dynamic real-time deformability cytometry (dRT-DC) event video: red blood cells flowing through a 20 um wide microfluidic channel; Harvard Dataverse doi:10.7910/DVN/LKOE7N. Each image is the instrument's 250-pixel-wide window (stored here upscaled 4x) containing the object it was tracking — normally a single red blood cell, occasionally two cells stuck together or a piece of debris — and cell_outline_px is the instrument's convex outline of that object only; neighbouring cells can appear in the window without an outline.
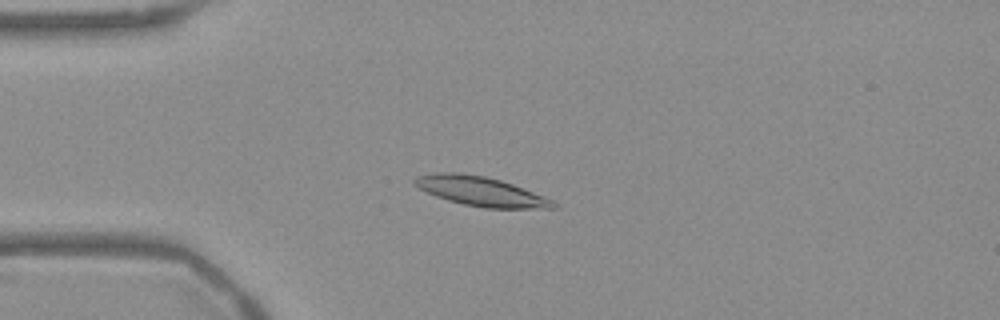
{"species": "Egyptian fruit bat (a non-hibernating species)", "species_latin": "Rousettus aegyptiacus", "temperature_condition": "warm", "stored_images_in_passage": 54, "camera_frame_rate_fps": 3000, "um_per_image_px": 0.085, "frame": {"image": 1, "passage_image": 13, "time_ms": 4.0, "image_size_px": [1000, 320], "cell_outline_px": [[560, 208], [484, 208], [464, 204], [448, 200], [436, 196], [412, 184], [412, 180], [416, 176], [432, 172], [460, 172], [484, 176], [500, 180], [512, 184], [544, 196], [560, 204]], "centroid_in_image_um": [40.86, 16.25], "position_along_channel_um": 44.1, "area_um2": 23.81}}
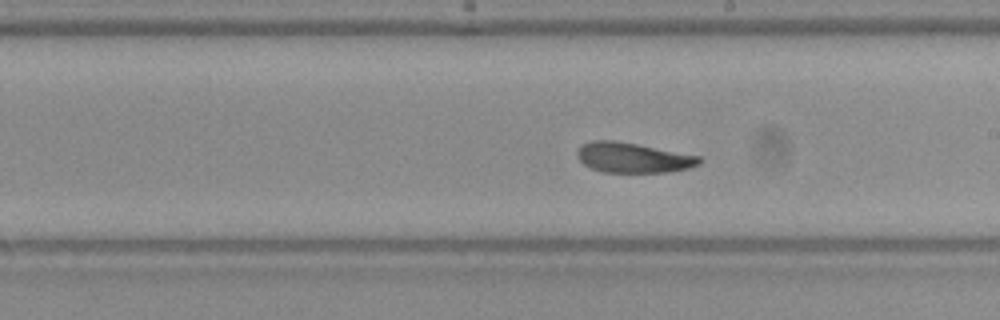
{"frame": {"image": 2, "passage_image": 30, "time_ms": 9.667, "image_size_px": [1000, 320], "cell_outline_px": [[700, 164], [688, 168], [668, 172], [604, 172], [592, 168], [584, 164], [576, 156], [576, 152], [584, 144], [592, 140], [612, 140], [636, 144], [700, 156]], "centroid_in_image_um": [53.79, 13.4], "position_along_channel_um": 235.2, "area_um2": 21.1}}
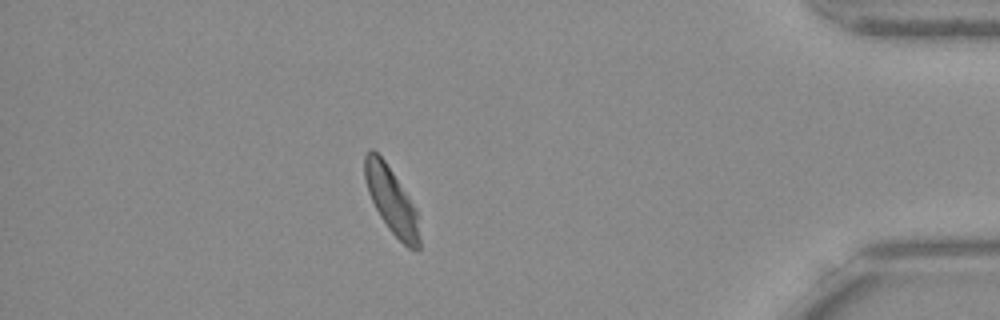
{"frame": {"image": 3, "passage_image": 47, "time_ms": 15.333, "image_size_px": [1000, 320], "cell_outline_px": [[420, 248], [408, 248], [388, 228], [380, 216], [368, 192], [364, 180], [364, 156], [368, 148], [372, 148], [384, 160], [416, 208], [420, 240]], "centroid_in_image_um": [33.25, 17.0], "position_along_channel_um": 402.0, "area_um2": 20.75}, "authors_computed_cell_mechanics": {"area_um2": 22.4264, "velocity_mm_per_s": 3.7173, "shape_relaxation_time_tau1_ms": 3.8096, "shape_relaxation_time_tau2_ms": 2.4987, "deformation_change_tau1": 0.1314, "deformation_change_tau2": 0.0876}}